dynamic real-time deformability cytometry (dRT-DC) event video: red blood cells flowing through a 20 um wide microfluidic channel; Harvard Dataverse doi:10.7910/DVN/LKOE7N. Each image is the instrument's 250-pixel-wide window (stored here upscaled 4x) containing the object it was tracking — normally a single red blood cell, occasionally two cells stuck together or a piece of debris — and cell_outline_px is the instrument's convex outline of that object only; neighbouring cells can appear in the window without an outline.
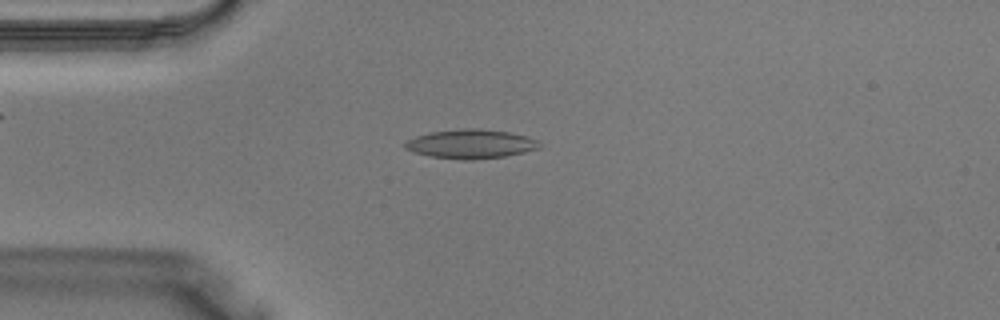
{"species": "Egyptian fruit bat (a non-hibernating species)", "species_latin": "Rousettus aegyptiacus", "temperature_condition": "warm", "stored_images_in_passage": 38, "segment_of_instrument_passage": [1, 2], "camera_frame_rate_fps": 3000, "um_per_image_px": 0.085, "animal": {"sex": "male"}, "frame": {"image": 1, "passage_image": 9, "time_ms": 2.667, "image_size_px": [1000, 320], "cell_outline_px": [[540, 148], [524, 152], [504, 156], [472, 160], [464, 160], [432, 156], [416, 152], [404, 148], [404, 144], [408, 140], [416, 136], [432, 132], [460, 128], [480, 128], [508, 132], [528, 136], [536, 140], [540, 144]], "centroid_in_image_um": [40.04, 12.23], "position_along_channel_um": 45.0, "area_um2": 22.6}}
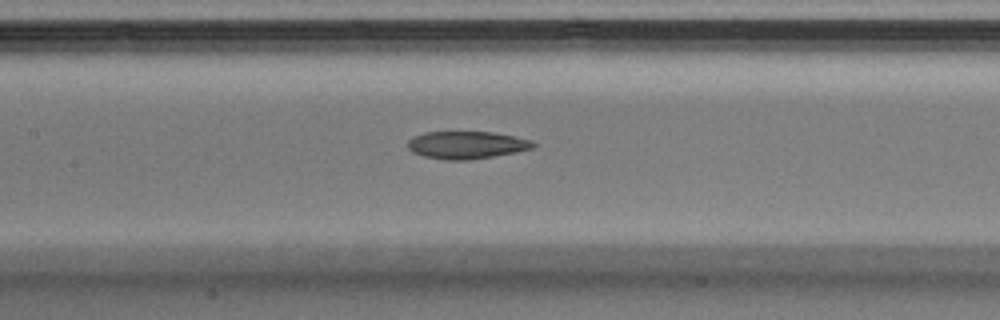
{"frame": {"image": 2, "passage_image": 17, "time_ms": 5.333, "image_size_px": [1000, 320], "cell_outline_px": [[536, 144], [532, 148], [516, 152], [468, 160], [444, 160], [424, 156], [412, 152], [408, 148], [408, 140], [412, 136], [424, 132], [492, 132], [532, 140]], "centroid_in_image_um": [39.62, 12.32], "position_along_channel_um": 167.8, "area_um2": 20.06}}
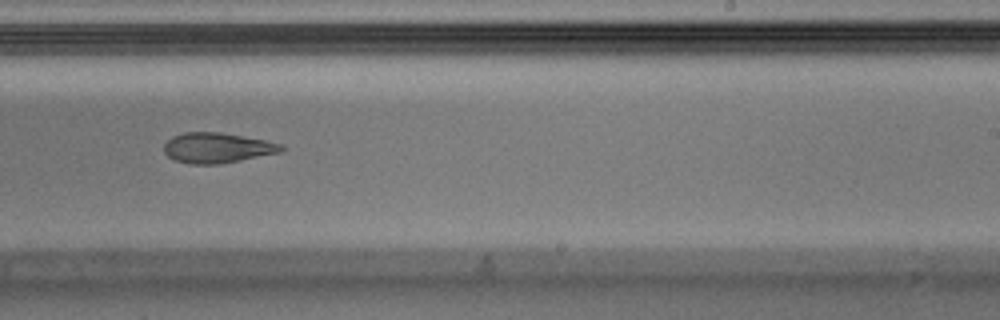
{"frame": {"image": 3, "passage_image": 23, "time_ms": 7.333, "image_size_px": [1000, 320], "cell_outline_px": [[284, 148], [280, 152], [220, 164], [192, 164], [176, 160], [168, 156], [164, 152], [164, 144], [172, 136], [184, 132], [220, 132], [244, 136], [284, 144]], "centroid_in_image_um": [18.45, 12.56], "position_along_channel_um": 270.5, "area_um2": 20.58}}